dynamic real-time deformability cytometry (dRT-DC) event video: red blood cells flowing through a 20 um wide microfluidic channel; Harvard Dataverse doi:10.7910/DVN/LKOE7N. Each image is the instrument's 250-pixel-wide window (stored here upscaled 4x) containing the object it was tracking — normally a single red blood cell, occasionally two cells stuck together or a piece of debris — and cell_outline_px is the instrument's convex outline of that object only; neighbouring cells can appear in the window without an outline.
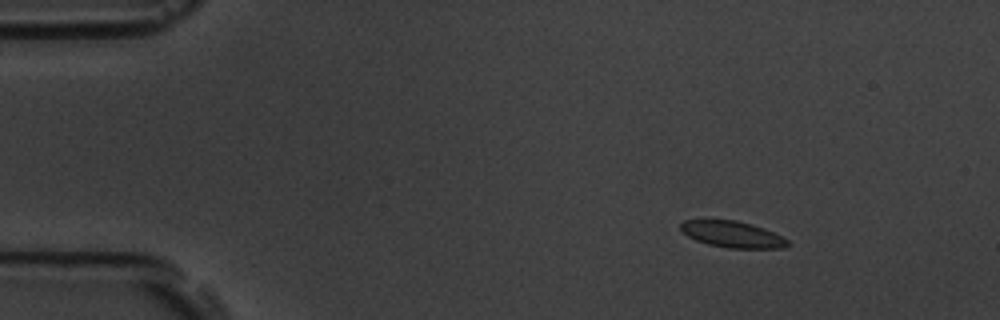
{"species": "common noctule bat (a hibernating species)", "species_latin": "Nyctalus noctula", "temperature_condition": "room temperature", "stored_images_in_passage": 3, "camera_frame_rate_fps": 3000, "um_per_image_px": 0.085, "animal": {"sex": "male", "body_mass_g": 19.5, "forearm_length_mm": 54.6}, "frame": {"image": 1, "passage_image": 1, "time_ms": 0.0, "image_size_px": [1000, 320], "cell_outline_px": [[792, 244], [784, 248], [728, 248], [708, 244], [696, 240], [688, 236], [680, 228], [680, 224], [684, 220], [736, 220], [752, 224], [772, 232], [788, 240]], "centroid_in_image_um": [62.27, 19.92], "position_along_channel_um": 22.7, "area_um2": 16.3}}